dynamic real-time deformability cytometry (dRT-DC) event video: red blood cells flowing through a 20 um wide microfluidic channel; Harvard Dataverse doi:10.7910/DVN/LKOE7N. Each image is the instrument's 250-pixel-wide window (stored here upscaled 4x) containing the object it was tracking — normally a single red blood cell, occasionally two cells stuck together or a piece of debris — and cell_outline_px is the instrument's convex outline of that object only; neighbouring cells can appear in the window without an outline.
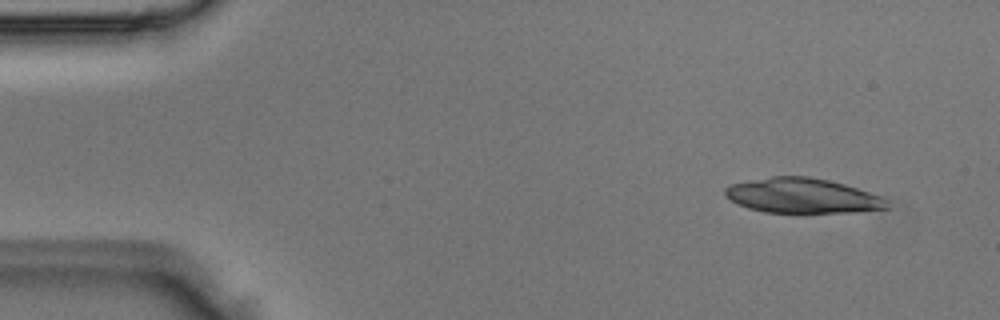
{"species": "Egyptian fruit bat (a non-hibernating species)", "species_latin": "Rousettus aegyptiacus", "temperature_condition": "room temperature", "stored_images_in_passage": 6, "camera_frame_rate_fps": 3000, "um_per_image_px": 0.085, "animal": {"sex": "male"}, "frame": {"image": 1, "passage_image": 1, "time_ms": 0.0, "image_size_px": [1000, 320], "cell_outline_px": [[892, 208], [856, 212], [764, 212], [748, 208], [724, 196], [724, 188], [732, 184], [772, 176], [808, 176], [828, 180], [844, 184], [880, 196], [888, 200]], "centroid_in_image_um": [68.24, 16.64], "position_along_channel_um": 16.8, "area_um2": 32.77}}